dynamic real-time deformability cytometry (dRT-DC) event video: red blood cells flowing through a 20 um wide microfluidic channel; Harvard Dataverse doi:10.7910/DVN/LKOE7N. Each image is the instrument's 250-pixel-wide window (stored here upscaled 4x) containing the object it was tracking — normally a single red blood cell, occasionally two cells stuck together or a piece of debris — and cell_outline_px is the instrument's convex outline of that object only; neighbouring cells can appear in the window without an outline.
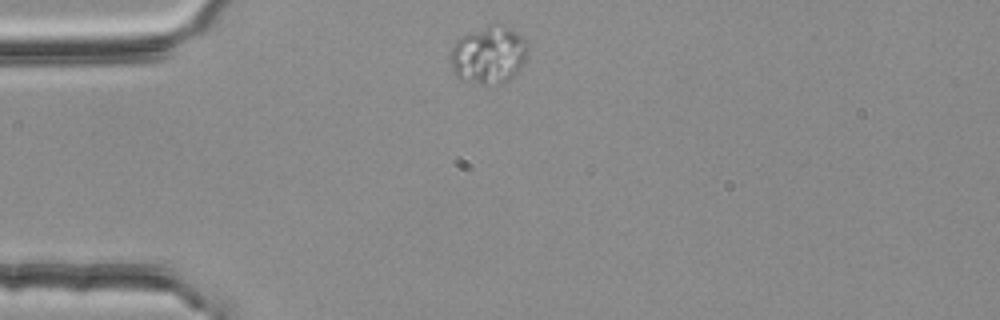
{"species": "common noctule bat (a hibernating species)", "species_latin": "Nyctalus noctula", "temperature_condition": "room temperature", "stored_images_in_passage": 44, "camera_frame_rate_fps": 3000, "um_per_image_px": 0.085, "animal": {"sex": "female", "body_mass_g": 25.1}, "frame": {"image": 1, "passage_image": 1, "time_ms": 0.0, "image_size_px": [1000, 320], "cell_outline_px": [[528, 52], [524, 64], [504, 84], [480, 84], [456, 76], [452, 72], [448, 60], [448, 56], [456, 40], [460, 36], [488, 24], [508, 28], [516, 32], [528, 44]], "centroid_in_image_um": [41.5, 4.68], "position_along_channel_um": 43.5, "area_um2": 26.13}}
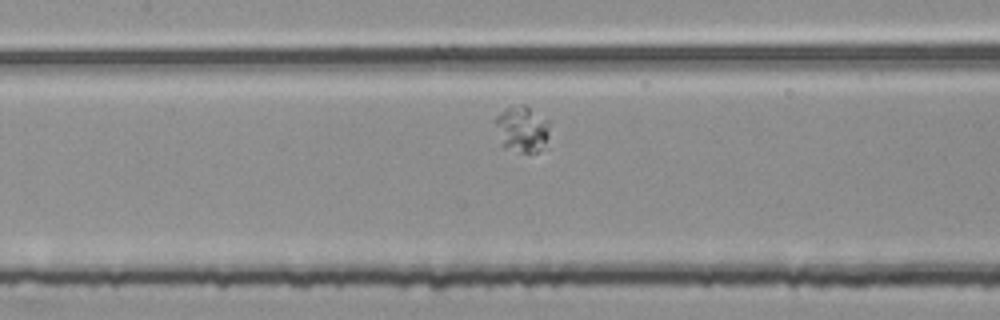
{"frame": {"image": 2, "passage_image": 13, "time_ms": 4.0, "image_size_px": [1000, 320], "cell_outline_px": [[548, 148], [536, 152], [520, 152], [504, 148], [500, 144], [496, 124], [496, 116], [504, 108], [520, 104], [524, 104], [548, 120]], "centroid_in_image_um": [44.39, 11.0], "position_along_channel_um": 163.0, "area_um2": 14.85}}
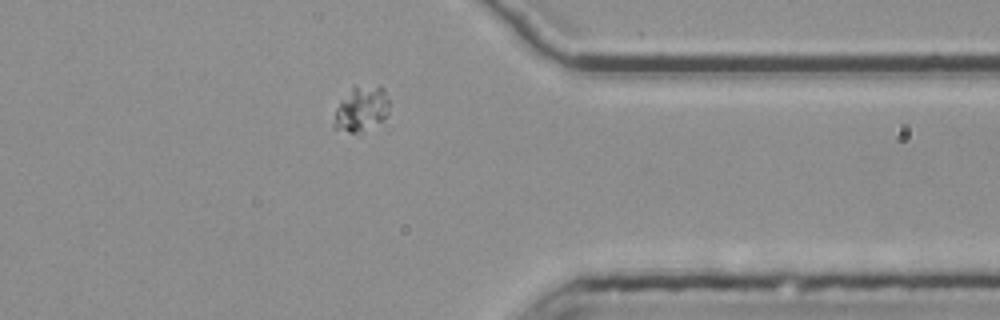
{"frame": {"image": 3, "passage_image": 32, "time_ms": 10.333, "image_size_px": [1000, 320], "cell_outline_px": [[388, 112], [384, 120], [360, 132], [348, 132], [332, 128], [332, 124], [336, 108], [340, 100], [352, 84], [380, 84], [384, 88], [388, 100]], "centroid_in_image_um": [30.69, 9.19], "position_along_channel_um": 380.7, "area_um2": 15.14}}